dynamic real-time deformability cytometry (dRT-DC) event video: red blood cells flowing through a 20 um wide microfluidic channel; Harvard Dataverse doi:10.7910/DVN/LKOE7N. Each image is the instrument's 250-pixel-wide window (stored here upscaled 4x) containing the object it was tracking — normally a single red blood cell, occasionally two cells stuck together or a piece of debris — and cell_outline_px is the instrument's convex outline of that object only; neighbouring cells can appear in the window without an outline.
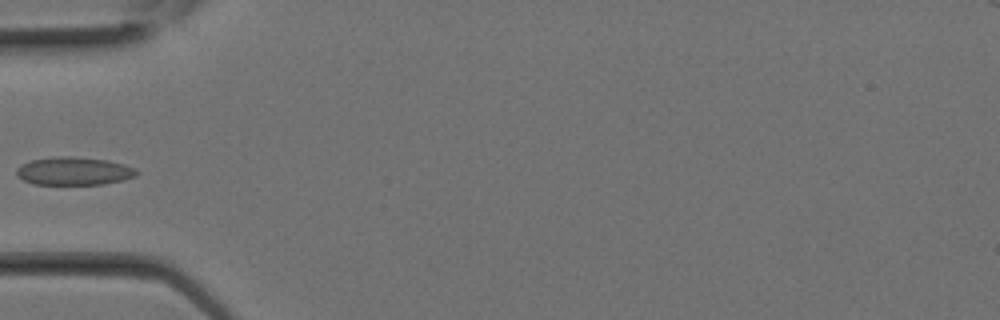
{"species": "Egyptian fruit bat (a non-hibernating species)", "species_latin": "Rousettus aegyptiacus", "temperature_condition": "room temperature", "stored_images_in_passage": 15, "camera_frame_rate_fps": 3000, "um_per_image_px": 0.085, "animal": {"sex": "female"}, "frame": {"image": 1, "passage_image": 9, "time_ms": 2.667, "image_size_px": [1000, 320], "cell_outline_px": [[136, 172], [132, 176], [124, 180], [104, 184], [32, 184], [24, 180], [16, 172], [16, 168], [20, 164], [32, 160], [52, 156], [72, 156], [108, 160], [124, 164], [136, 168]], "centroid_in_image_um": [6.26, 14.53], "position_along_channel_um": 78.7, "area_um2": 19.59}}
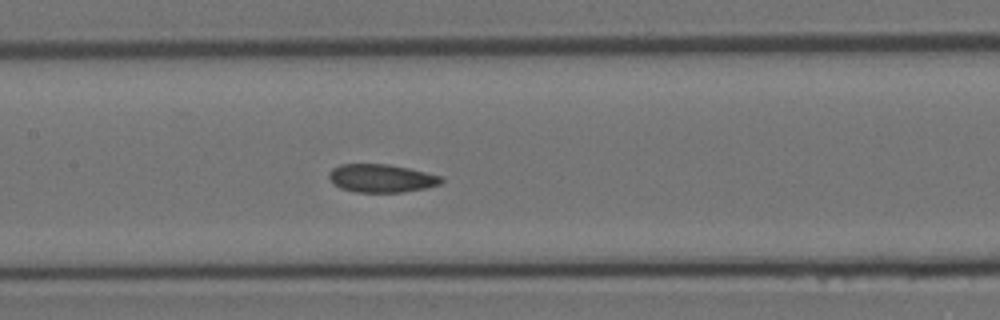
{"frame": {"image": 2, "passage_image": 13, "time_ms": 4.0, "image_size_px": [1000, 320], "cell_outline_px": [[444, 180], [440, 184], [424, 188], [400, 192], [356, 192], [340, 188], [332, 184], [328, 176], [328, 172], [332, 168], [340, 164], [388, 164], [408, 168], [440, 176]], "centroid_in_image_um": [32.35, 15.15], "position_along_channel_um": 175.0, "area_um2": 18.38}}
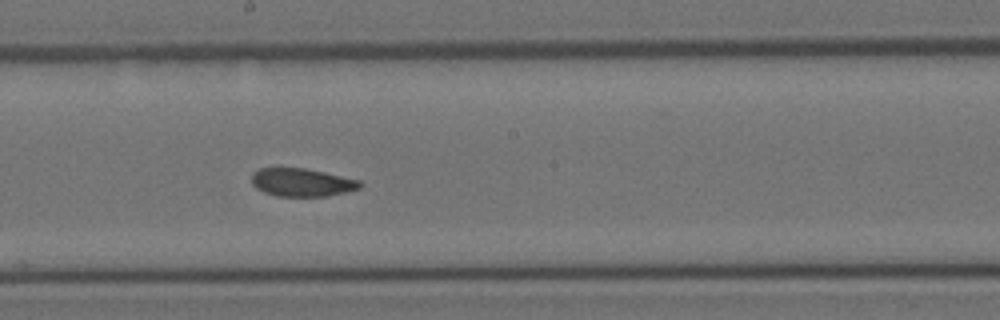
{"frame": {"image": 3, "passage_image": 15, "time_ms": 4.667, "image_size_px": [1000, 320], "cell_outline_px": [[364, 184], [360, 188], [328, 196], [276, 196], [264, 192], [256, 188], [252, 184], [252, 172], [260, 168], [280, 164], [304, 168], [324, 172], [360, 180]], "centroid_in_image_um": [25.59, 15.45], "position_along_channel_um": 222.6, "area_um2": 18.38}}